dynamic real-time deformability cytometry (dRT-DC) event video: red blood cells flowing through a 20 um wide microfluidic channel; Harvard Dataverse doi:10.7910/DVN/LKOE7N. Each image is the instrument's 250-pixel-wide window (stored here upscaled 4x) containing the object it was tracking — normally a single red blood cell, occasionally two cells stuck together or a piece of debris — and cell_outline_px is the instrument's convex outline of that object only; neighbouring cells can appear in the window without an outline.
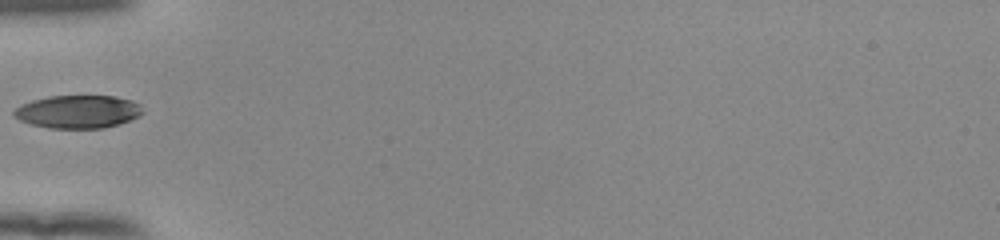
{"species": "human", "species_latin": "Homo sapiens", "temperature_condition": "room temperature", "stored_images_in_passage": 35, "camera_frame_rate_fps": 3000, "um_per_image_px": 0.085, "donor": {"sex": "female"}, "frame": {"image": 1, "passage_image": 1, "time_ms": 0.0, "image_size_px": [1000, 240], "cell_outline_px": [[144, 112], [140, 116], [120, 124], [104, 128], [48, 128], [32, 124], [20, 120], [12, 116], [12, 112], [20, 104], [32, 100], [48, 96], [116, 96], [132, 100], [140, 104]], "centroid_in_image_um": [6.64, 9.49], "position_along_channel_um": 78.4, "area_um2": 25.03}}
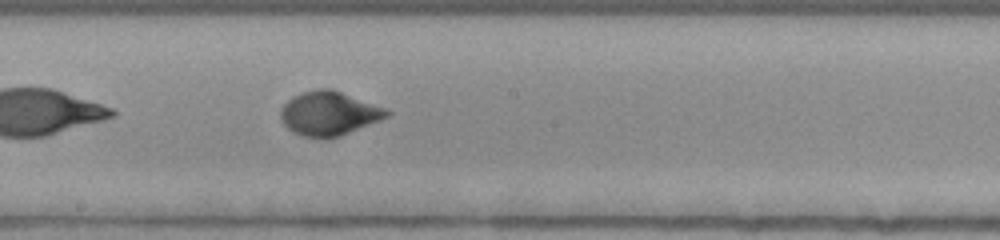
{"frame": {"image": 2, "passage_image": 12, "time_ms": 3.667, "image_size_px": [1000, 240], "cell_outline_px": [[392, 112], [388, 116], [380, 120], [340, 136], [324, 140], [320, 140], [304, 136], [292, 132], [280, 120], [280, 112], [284, 104], [292, 96], [304, 92], [320, 88], [332, 88], [384, 108]], "centroid_in_image_um": [27.93, 9.66], "position_along_channel_um": 220.3, "area_um2": 27.34}}
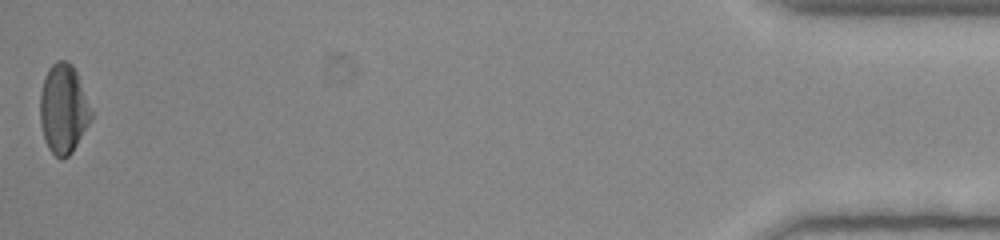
{"frame": {"image": 3, "passage_image": 35, "time_ms": 11.333, "image_size_px": [1000, 240], "cell_outline_px": [[92, 120], [72, 152], [68, 156], [60, 160], [48, 148], [40, 124], [40, 92], [48, 68], [56, 60], [64, 60], [72, 64], [76, 72], [92, 112]], "centroid_in_image_um": [5.38, 9.27], "position_along_channel_um": 429.8, "area_um2": 26.47}}